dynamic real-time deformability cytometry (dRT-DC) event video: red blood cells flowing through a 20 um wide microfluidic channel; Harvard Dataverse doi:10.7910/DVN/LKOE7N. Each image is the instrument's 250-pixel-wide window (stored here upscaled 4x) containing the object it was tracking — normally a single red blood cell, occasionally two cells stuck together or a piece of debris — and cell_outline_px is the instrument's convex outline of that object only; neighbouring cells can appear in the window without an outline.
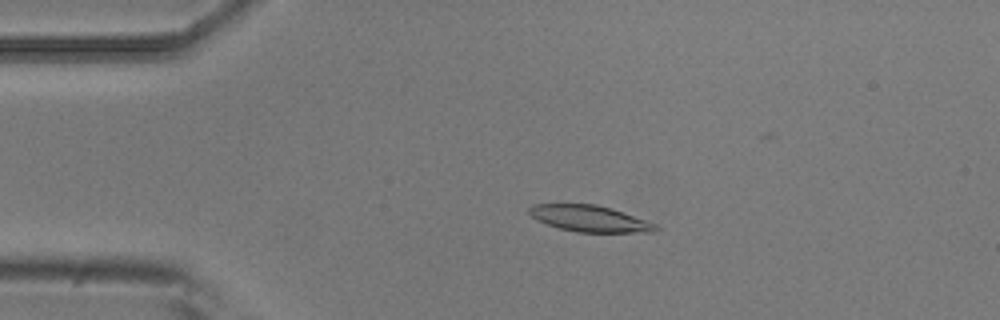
{"species": "common noctule bat (a hibernating species)", "species_latin": "Nyctalus noctula", "temperature_condition": "room temperature", "stored_images_in_passage": 5, "camera_frame_rate_fps": 3000, "um_per_image_px": 0.085, "animal": {"sex": "male", "body_mass_g": 20.5, "forearm_length_mm": 52.5}, "frame": {"image": 1, "passage_image": 4, "time_ms": 1.0, "image_size_px": [1000, 320], "cell_outline_px": [[660, 228], [656, 232], [576, 232], [560, 228], [548, 224], [532, 216], [528, 212], [528, 208], [536, 204], [596, 204], [612, 208], [656, 224]], "centroid_in_image_um": [50.16, 18.58], "position_along_channel_um": 34.8, "area_um2": 19.19}}